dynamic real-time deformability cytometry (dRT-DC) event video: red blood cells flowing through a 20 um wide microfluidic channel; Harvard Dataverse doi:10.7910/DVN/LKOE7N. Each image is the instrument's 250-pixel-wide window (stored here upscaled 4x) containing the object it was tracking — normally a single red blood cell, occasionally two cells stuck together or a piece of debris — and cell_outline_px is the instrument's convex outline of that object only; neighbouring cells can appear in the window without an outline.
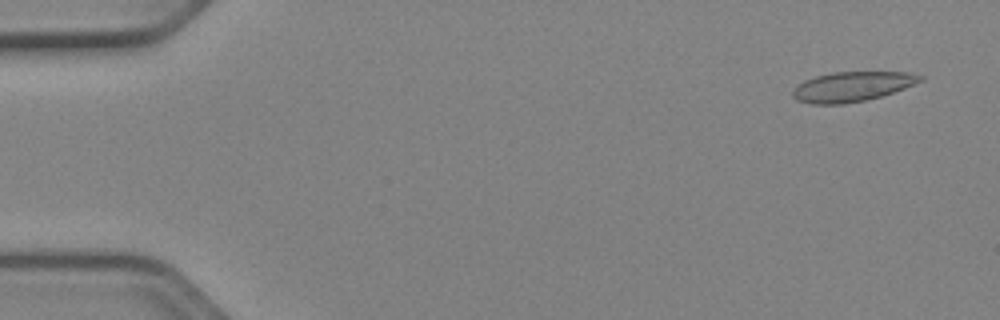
{"species": "Egyptian fruit bat (a non-hibernating species)", "species_latin": "Rousettus aegyptiacus", "temperature_condition": "cold", "stored_images_in_passage": 51, "camera_frame_rate_fps": 3000, "um_per_image_px": 0.085, "animal": {"sex": "female"}, "frame": {"image": 1, "passage_image": 3, "time_ms": 0.667, "image_size_px": [1000, 320], "cell_outline_px": [[924, 80], [904, 88], [880, 96], [864, 100], [844, 104], [808, 104], [796, 100], [792, 96], [792, 92], [804, 80], [816, 76], [832, 72], [908, 72], [924, 76]], "centroid_in_image_um": [72.42, 7.36], "position_along_channel_um": 12.6, "area_um2": 22.02}}
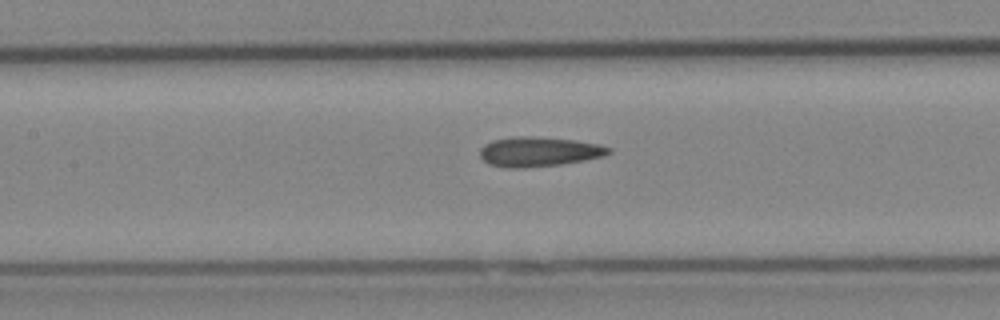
{"frame": {"image": 2, "passage_image": 24, "time_ms": 7.667, "image_size_px": [1000, 320], "cell_outline_px": [[612, 152], [604, 156], [584, 160], [560, 164], [524, 168], [504, 168], [488, 164], [480, 156], [480, 148], [484, 144], [492, 140], [516, 136], [532, 136], [576, 140], [600, 144], [612, 148]], "centroid_in_image_um": [45.8, 12.89], "position_along_channel_um": 161.6, "area_um2": 22.48}}
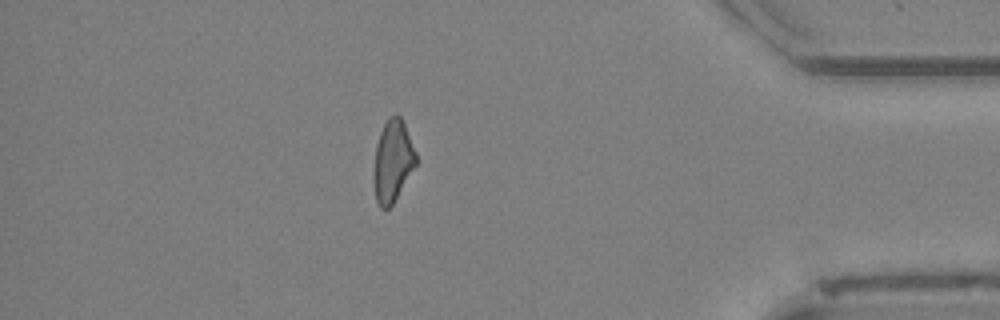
{"frame": {"image": 3, "passage_image": 45, "time_ms": 14.667, "image_size_px": [1000, 320], "cell_outline_px": [[416, 164], [392, 204], [388, 208], [380, 208], [376, 200], [376, 144], [380, 132], [388, 116], [396, 112], [404, 120], [416, 152]], "centroid_in_image_um": [33.42, 13.58], "position_along_channel_um": 401.8, "area_um2": 19.54}, "authors_computed_cell_mechanics": {"area_um2": 21.8484, "velocity_mm_per_s": 3.9737, "shape_relaxation_time_tau1_ms": null, "shape_relaxation_time_tau2_ms": 5.4288, "deformation_change_tau1": null, "deformation_change_tau2": 0.1556}}